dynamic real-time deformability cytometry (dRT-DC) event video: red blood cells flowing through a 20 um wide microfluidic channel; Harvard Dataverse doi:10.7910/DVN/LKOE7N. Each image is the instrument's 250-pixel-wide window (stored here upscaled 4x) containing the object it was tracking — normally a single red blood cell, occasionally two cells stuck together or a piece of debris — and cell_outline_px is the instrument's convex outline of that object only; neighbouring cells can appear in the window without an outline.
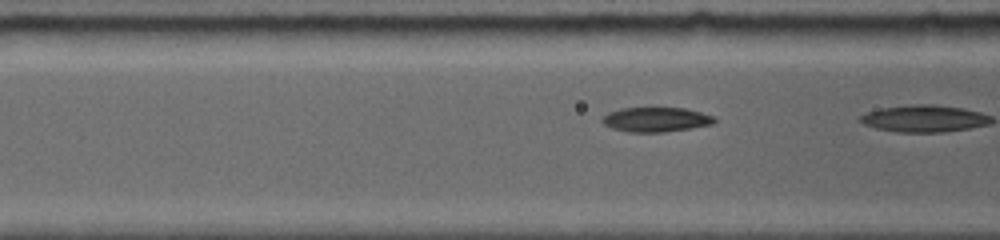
{"species": "common noctule bat (a hibernating species)", "species_latin": "Nyctalus noctula", "temperature_condition": "room temperature", "stored_images_in_passage": 4, "camera_frame_rate_fps": 5000, "um_per_image_px": 0.085, "animal": {"sex": "female", "body_mass_g": 19.0, "forearm_length_mm": 56.7}, "frame": {"image": 1, "passage_image": 3, "time_ms": 0.4, "image_size_px": [1000, 240], "cell_outline_px": [[716, 120], [712, 124], [688, 128], [660, 132], [632, 132], [612, 128], [604, 124], [604, 116], [608, 112], [620, 108], [656, 104], [684, 108], [700, 112], [712, 116]], "centroid_in_image_um": [55.73, 10.09], "position_along_channel_um": 110.9, "area_um2": 16.59}}